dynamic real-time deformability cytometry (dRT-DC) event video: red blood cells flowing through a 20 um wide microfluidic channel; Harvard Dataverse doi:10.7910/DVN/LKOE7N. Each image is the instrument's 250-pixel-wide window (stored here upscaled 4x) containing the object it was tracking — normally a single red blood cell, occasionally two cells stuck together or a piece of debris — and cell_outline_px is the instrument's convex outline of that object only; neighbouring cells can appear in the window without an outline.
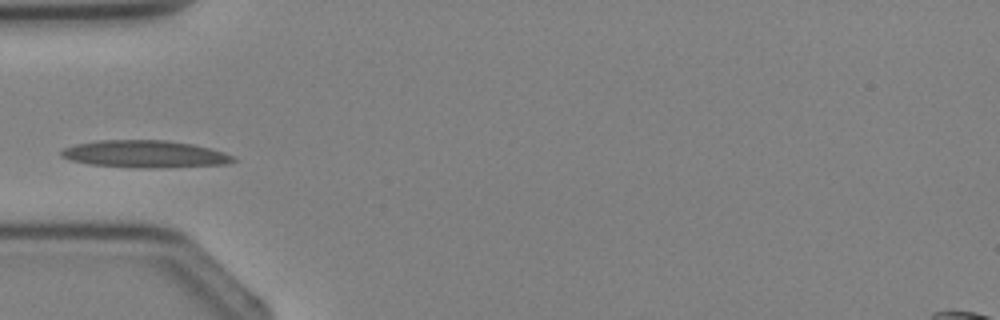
{"species": "Egyptian fruit bat (a non-hibernating species)", "species_latin": "Rousettus aegyptiacus", "temperature_condition": "cold", "stored_images_in_passage": 2, "camera_frame_rate_fps": 3000, "um_per_image_px": 0.085, "animal": {"sex": "female"}, "frame": {"image": 1, "passage_image": 2, "time_ms": 1.333, "image_size_px": [1000, 320], "cell_outline_px": [[236, 160], [228, 164], [156, 168], [140, 168], [88, 164], [72, 160], [60, 156], [60, 152], [64, 148], [76, 144], [96, 140], [164, 140], [192, 144], [224, 152], [232, 156]], "centroid_in_image_um": [12.3, 13.09], "position_along_channel_um": 72.7, "area_um2": 27.22}}